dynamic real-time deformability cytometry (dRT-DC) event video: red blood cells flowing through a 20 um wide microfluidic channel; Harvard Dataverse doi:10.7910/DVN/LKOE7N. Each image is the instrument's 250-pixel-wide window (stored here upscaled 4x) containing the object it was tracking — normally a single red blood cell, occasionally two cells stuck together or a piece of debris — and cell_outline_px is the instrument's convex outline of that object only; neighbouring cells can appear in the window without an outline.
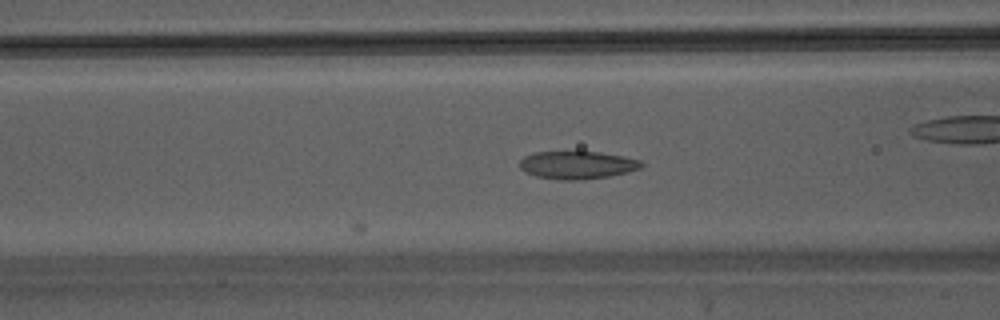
{"species": "Egyptian fruit bat (a non-hibernating species)", "species_latin": "Rousettus aegyptiacus", "temperature_condition": "warm", "stored_images_in_passage": 18, "camera_frame_rate_fps": 3000, "um_per_image_px": 0.085, "animal": {"sex": "male"}, "frame": {"image": 1, "passage_image": 18, "time_ms": 5.667, "image_size_px": [1000, 320], "cell_outline_px": [[644, 164], [640, 168], [628, 172], [608, 176], [584, 180], [556, 180], [536, 176], [524, 172], [520, 168], [520, 160], [524, 156], [536, 152], [600, 152], [640, 160]], "centroid_in_image_um": [49.03, 14.04], "position_along_channel_um": 117.6, "area_um2": 19.71}}